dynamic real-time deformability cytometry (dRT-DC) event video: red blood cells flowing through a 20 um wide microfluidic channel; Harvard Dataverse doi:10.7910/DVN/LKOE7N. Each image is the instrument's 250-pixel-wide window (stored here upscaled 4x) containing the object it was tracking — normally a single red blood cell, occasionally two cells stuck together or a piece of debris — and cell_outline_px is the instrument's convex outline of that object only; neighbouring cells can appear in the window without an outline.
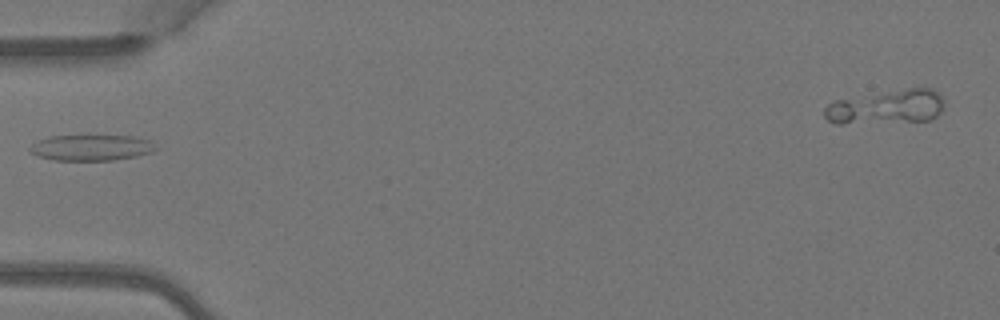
{"species": "Egyptian fruit bat (a non-hibernating species)", "species_latin": "Rousettus aegyptiacus", "temperature_condition": "warm", "stored_images_in_passage": 6, "camera_frame_rate_fps": 3000, "um_per_image_px": 0.085, "animal": {"sex": "female"}, "frame": {"image": 1, "passage_image": 5, "time_ms": 1.333, "image_size_px": [1000, 320], "cell_outline_px": [[156, 148], [152, 152], [136, 156], [112, 160], [56, 160], [36, 156], [28, 152], [28, 148], [32, 144], [48, 136], [88, 132], [132, 136], [152, 140]], "centroid_in_image_um": [7.73, 12.48], "position_along_channel_um": 77.3, "area_um2": 20.17}}
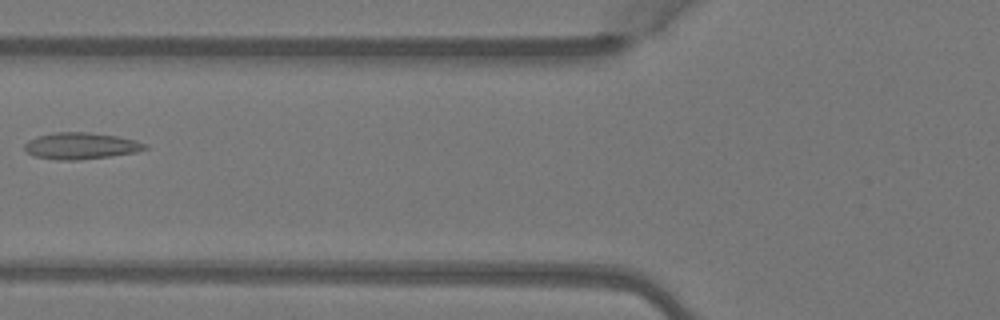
{"frame": {"image": 2, "passage_image": 6, "time_ms": 1.667, "image_size_px": [1000, 320], "cell_outline_px": [[148, 148], [136, 152], [112, 156], [80, 160], [56, 160], [36, 156], [28, 152], [24, 148], [24, 144], [28, 140], [36, 136], [52, 132], [88, 132], [116, 136], [136, 140], [148, 144]], "centroid_in_image_um": [6.88, 12.39], "position_along_channel_um": 118.9, "area_um2": 18.79}}